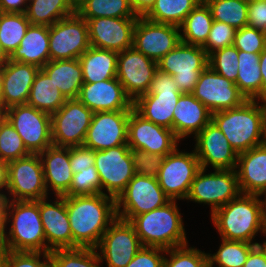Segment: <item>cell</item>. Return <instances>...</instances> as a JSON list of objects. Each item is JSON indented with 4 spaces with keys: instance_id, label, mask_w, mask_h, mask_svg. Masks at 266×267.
<instances>
[{
    "instance_id": "cell-67",
    "label": "cell",
    "mask_w": 266,
    "mask_h": 267,
    "mask_svg": "<svg viewBox=\"0 0 266 267\" xmlns=\"http://www.w3.org/2000/svg\"><path fill=\"white\" fill-rule=\"evenodd\" d=\"M84 0H72L73 4L77 7Z\"/></svg>"
},
{
    "instance_id": "cell-4",
    "label": "cell",
    "mask_w": 266,
    "mask_h": 267,
    "mask_svg": "<svg viewBox=\"0 0 266 267\" xmlns=\"http://www.w3.org/2000/svg\"><path fill=\"white\" fill-rule=\"evenodd\" d=\"M7 200L5 224L11 222V218L12 224L8 232L9 237L5 231L0 237L6 250L46 253V238L39 211V200Z\"/></svg>"
},
{
    "instance_id": "cell-2",
    "label": "cell",
    "mask_w": 266,
    "mask_h": 267,
    "mask_svg": "<svg viewBox=\"0 0 266 267\" xmlns=\"http://www.w3.org/2000/svg\"><path fill=\"white\" fill-rule=\"evenodd\" d=\"M258 104L259 101L246 100L238 107L212 114L211 121L238 154L266 142L264 110Z\"/></svg>"
},
{
    "instance_id": "cell-43",
    "label": "cell",
    "mask_w": 266,
    "mask_h": 267,
    "mask_svg": "<svg viewBox=\"0 0 266 267\" xmlns=\"http://www.w3.org/2000/svg\"><path fill=\"white\" fill-rule=\"evenodd\" d=\"M21 136L11 123L4 118L0 123V160L9 162L30 155Z\"/></svg>"
},
{
    "instance_id": "cell-63",
    "label": "cell",
    "mask_w": 266,
    "mask_h": 267,
    "mask_svg": "<svg viewBox=\"0 0 266 267\" xmlns=\"http://www.w3.org/2000/svg\"><path fill=\"white\" fill-rule=\"evenodd\" d=\"M255 246L259 249V251L263 254L266 259V241L261 245L260 243L255 242Z\"/></svg>"
},
{
    "instance_id": "cell-3",
    "label": "cell",
    "mask_w": 266,
    "mask_h": 267,
    "mask_svg": "<svg viewBox=\"0 0 266 267\" xmlns=\"http://www.w3.org/2000/svg\"><path fill=\"white\" fill-rule=\"evenodd\" d=\"M258 197L240 194L211 214L221 238L253 243L258 231L263 233V202Z\"/></svg>"
},
{
    "instance_id": "cell-42",
    "label": "cell",
    "mask_w": 266,
    "mask_h": 267,
    "mask_svg": "<svg viewBox=\"0 0 266 267\" xmlns=\"http://www.w3.org/2000/svg\"><path fill=\"white\" fill-rule=\"evenodd\" d=\"M95 248L56 249L49 253L52 267H100Z\"/></svg>"
},
{
    "instance_id": "cell-14",
    "label": "cell",
    "mask_w": 266,
    "mask_h": 267,
    "mask_svg": "<svg viewBox=\"0 0 266 267\" xmlns=\"http://www.w3.org/2000/svg\"><path fill=\"white\" fill-rule=\"evenodd\" d=\"M200 169L194 150L192 153L179 152L176 147L165 156L156 178L171 200H182L188 196L191 183Z\"/></svg>"
},
{
    "instance_id": "cell-59",
    "label": "cell",
    "mask_w": 266,
    "mask_h": 267,
    "mask_svg": "<svg viewBox=\"0 0 266 267\" xmlns=\"http://www.w3.org/2000/svg\"><path fill=\"white\" fill-rule=\"evenodd\" d=\"M8 188V162L0 160V189Z\"/></svg>"
},
{
    "instance_id": "cell-38",
    "label": "cell",
    "mask_w": 266,
    "mask_h": 267,
    "mask_svg": "<svg viewBox=\"0 0 266 267\" xmlns=\"http://www.w3.org/2000/svg\"><path fill=\"white\" fill-rule=\"evenodd\" d=\"M76 12L83 19L139 17L133 11L130 0H84L76 7Z\"/></svg>"
},
{
    "instance_id": "cell-46",
    "label": "cell",
    "mask_w": 266,
    "mask_h": 267,
    "mask_svg": "<svg viewBox=\"0 0 266 267\" xmlns=\"http://www.w3.org/2000/svg\"><path fill=\"white\" fill-rule=\"evenodd\" d=\"M105 194L102 191L100 177L95 166H89L73 174L70 189L63 196H83Z\"/></svg>"
},
{
    "instance_id": "cell-45",
    "label": "cell",
    "mask_w": 266,
    "mask_h": 267,
    "mask_svg": "<svg viewBox=\"0 0 266 267\" xmlns=\"http://www.w3.org/2000/svg\"><path fill=\"white\" fill-rule=\"evenodd\" d=\"M188 244L166 250L170 259L164 258L163 267H208V254Z\"/></svg>"
},
{
    "instance_id": "cell-44",
    "label": "cell",
    "mask_w": 266,
    "mask_h": 267,
    "mask_svg": "<svg viewBox=\"0 0 266 267\" xmlns=\"http://www.w3.org/2000/svg\"><path fill=\"white\" fill-rule=\"evenodd\" d=\"M208 66L221 76L236 83L238 75V49L228 46L208 55Z\"/></svg>"
},
{
    "instance_id": "cell-26",
    "label": "cell",
    "mask_w": 266,
    "mask_h": 267,
    "mask_svg": "<svg viewBox=\"0 0 266 267\" xmlns=\"http://www.w3.org/2000/svg\"><path fill=\"white\" fill-rule=\"evenodd\" d=\"M235 171L241 194L265 195L266 142L239 153Z\"/></svg>"
},
{
    "instance_id": "cell-18",
    "label": "cell",
    "mask_w": 266,
    "mask_h": 267,
    "mask_svg": "<svg viewBox=\"0 0 266 267\" xmlns=\"http://www.w3.org/2000/svg\"><path fill=\"white\" fill-rule=\"evenodd\" d=\"M141 247L134 226L129 221L117 218L95 249H100V259H105L108 267H126Z\"/></svg>"
},
{
    "instance_id": "cell-62",
    "label": "cell",
    "mask_w": 266,
    "mask_h": 267,
    "mask_svg": "<svg viewBox=\"0 0 266 267\" xmlns=\"http://www.w3.org/2000/svg\"><path fill=\"white\" fill-rule=\"evenodd\" d=\"M3 77H4V63L0 64V107H1V97L3 88Z\"/></svg>"
},
{
    "instance_id": "cell-49",
    "label": "cell",
    "mask_w": 266,
    "mask_h": 267,
    "mask_svg": "<svg viewBox=\"0 0 266 267\" xmlns=\"http://www.w3.org/2000/svg\"><path fill=\"white\" fill-rule=\"evenodd\" d=\"M131 156L137 175L154 178L157 177L165 158L140 149H131Z\"/></svg>"
},
{
    "instance_id": "cell-34",
    "label": "cell",
    "mask_w": 266,
    "mask_h": 267,
    "mask_svg": "<svg viewBox=\"0 0 266 267\" xmlns=\"http://www.w3.org/2000/svg\"><path fill=\"white\" fill-rule=\"evenodd\" d=\"M66 100L52 79L40 68L31 86L27 104L52 114L57 112Z\"/></svg>"
},
{
    "instance_id": "cell-6",
    "label": "cell",
    "mask_w": 266,
    "mask_h": 267,
    "mask_svg": "<svg viewBox=\"0 0 266 267\" xmlns=\"http://www.w3.org/2000/svg\"><path fill=\"white\" fill-rule=\"evenodd\" d=\"M182 95L171 75L157 70L149 91L133 102L144 119L173 130V111Z\"/></svg>"
},
{
    "instance_id": "cell-16",
    "label": "cell",
    "mask_w": 266,
    "mask_h": 267,
    "mask_svg": "<svg viewBox=\"0 0 266 267\" xmlns=\"http://www.w3.org/2000/svg\"><path fill=\"white\" fill-rule=\"evenodd\" d=\"M157 70L158 63L134 47L118 52L116 77L133 102L149 91Z\"/></svg>"
},
{
    "instance_id": "cell-37",
    "label": "cell",
    "mask_w": 266,
    "mask_h": 267,
    "mask_svg": "<svg viewBox=\"0 0 266 267\" xmlns=\"http://www.w3.org/2000/svg\"><path fill=\"white\" fill-rule=\"evenodd\" d=\"M201 1L203 0H155L143 17L155 23L180 26Z\"/></svg>"
},
{
    "instance_id": "cell-25",
    "label": "cell",
    "mask_w": 266,
    "mask_h": 267,
    "mask_svg": "<svg viewBox=\"0 0 266 267\" xmlns=\"http://www.w3.org/2000/svg\"><path fill=\"white\" fill-rule=\"evenodd\" d=\"M78 99L93 113L133 109V101L127 96L117 77L96 83H83Z\"/></svg>"
},
{
    "instance_id": "cell-12",
    "label": "cell",
    "mask_w": 266,
    "mask_h": 267,
    "mask_svg": "<svg viewBox=\"0 0 266 267\" xmlns=\"http://www.w3.org/2000/svg\"><path fill=\"white\" fill-rule=\"evenodd\" d=\"M93 112L78 98L67 99L57 112L51 114L53 145L83 146Z\"/></svg>"
},
{
    "instance_id": "cell-50",
    "label": "cell",
    "mask_w": 266,
    "mask_h": 267,
    "mask_svg": "<svg viewBox=\"0 0 266 267\" xmlns=\"http://www.w3.org/2000/svg\"><path fill=\"white\" fill-rule=\"evenodd\" d=\"M42 254L44 262L40 261L41 252L7 251L5 267H52L49 253Z\"/></svg>"
},
{
    "instance_id": "cell-56",
    "label": "cell",
    "mask_w": 266,
    "mask_h": 267,
    "mask_svg": "<svg viewBox=\"0 0 266 267\" xmlns=\"http://www.w3.org/2000/svg\"><path fill=\"white\" fill-rule=\"evenodd\" d=\"M155 0H130L131 6L135 14L143 17L154 5Z\"/></svg>"
},
{
    "instance_id": "cell-65",
    "label": "cell",
    "mask_w": 266,
    "mask_h": 267,
    "mask_svg": "<svg viewBox=\"0 0 266 267\" xmlns=\"http://www.w3.org/2000/svg\"><path fill=\"white\" fill-rule=\"evenodd\" d=\"M262 102H263L262 106L264 110V123H265V136H266V100H263Z\"/></svg>"
},
{
    "instance_id": "cell-48",
    "label": "cell",
    "mask_w": 266,
    "mask_h": 267,
    "mask_svg": "<svg viewBox=\"0 0 266 267\" xmlns=\"http://www.w3.org/2000/svg\"><path fill=\"white\" fill-rule=\"evenodd\" d=\"M236 29L226 23L213 21L206 43L202 46L209 55L215 50L233 45Z\"/></svg>"
},
{
    "instance_id": "cell-54",
    "label": "cell",
    "mask_w": 266,
    "mask_h": 267,
    "mask_svg": "<svg viewBox=\"0 0 266 267\" xmlns=\"http://www.w3.org/2000/svg\"><path fill=\"white\" fill-rule=\"evenodd\" d=\"M27 3V0H0V12L26 13Z\"/></svg>"
},
{
    "instance_id": "cell-19",
    "label": "cell",
    "mask_w": 266,
    "mask_h": 267,
    "mask_svg": "<svg viewBox=\"0 0 266 267\" xmlns=\"http://www.w3.org/2000/svg\"><path fill=\"white\" fill-rule=\"evenodd\" d=\"M180 141L173 130L156 125L144 119L134 109L128 120L127 145L130 149H140L151 154L166 156Z\"/></svg>"
},
{
    "instance_id": "cell-32",
    "label": "cell",
    "mask_w": 266,
    "mask_h": 267,
    "mask_svg": "<svg viewBox=\"0 0 266 267\" xmlns=\"http://www.w3.org/2000/svg\"><path fill=\"white\" fill-rule=\"evenodd\" d=\"M66 99H77L83 85L79 59L49 61L41 68Z\"/></svg>"
},
{
    "instance_id": "cell-5",
    "label": "cell",
    "mask_w": 266,
    "mask_h": 267,
    "mask_svg": "<svg viewBox=\"0 0 266 267\" xmlns=\"http://www.w3.org/2000/svg\"><path fill=\"white\" fill-rule=\"evenodd\" d=\"M175 201L170 200L164 206L136 215L130 221L142 246L168 250L188 244Z\"/></svg>"
},
{
    "instance_id": "cell-51",
    "label": "cell",
    "mask_w": 266,
    "mask_h": 267,
    "mask_svg": "<svg viewBox=\"0 0 266 267\" xmlns=\"http://www.w3.org/2000/svg\"><path fill=\"white\" fill-rule=\"evenodd\" d=\"M166 250L156 247L142 246L126 267H163L164 258L160 253Z\"/></svg>"
},
{
    "instance_id": "cell-9",
    "label": "cell",
    "mask_w": 266,
    "mask_h": 267,
    "mask_svg": "<svg viewBox=\"0 0 266 267\" xmlns=\"http://www.w3.org/2000/svg\"><path fill=\"white\" fill-rule=\"evenodd\" d=\"M5 118L21 136L31 154H39L53 144L51 114L21 104L5 109Z\"/></svg>"
},
{
    "instance_id": "cell-22",
    "label": "cell",
    "mask_w": 266,
    "mask_h": 267,
    "mask_svg": "<svg viewBox=\"0 0 266 267\" xmlns=\"http://www.w3.org/2000/svg\"><path fill=\"white\" fill-rule=\"evenodd\" d=\"M194 152L200 166L209 164L215 169H235L238 153L230 145L223 132L211 121L195 136Z\"/></svg>"
},
{
    "instance_id": "cell-21",
    "label": "cell",
    "mask_w": 266,
    "mask_h": 267,
    "mask_svg": "<svg viewBox=\"0 0 266 267\" xmlns=\"http://www.w3.org/2000/svg\"><path fill=\"white\" fill-rule=\"evenodd\" d=\"M180 31L179 26L138 17L133 32V47L158 62L181 41Z\"/></svg>"
},
{
    "instance_id": "cell-52",
    "label": "cell",
    "mask_w": 266,
    "mask_h": 267,
    "mask_svg": "<svg viewBox=\"0 0 266 267\" xmlns=\"http://www.w3.org/2000/svg\"><path fill=\"white\" fill-rule=\"evenodd\" d=\"M70 167L73 173L95 166V151L85 146L69 147Z\"/></svg>"
},
{
    "instance_id": "cell-8",
    "label": "cell",
    "mask_w": 266,
    "mask_h": 267,
    "mask_svg": "<svg viewBox=\"0 0 266 267\" xmlns=\"http://www.w3.org/2000/svg\"><path fill=\"white\" fill-rule=\"evenodd\" d=\"M170 200L157 178L135 174L116 199L117 218L130 222L136 215L164 206Z\"/></svg>"
},
{
    "instance_id": "cell-66",
    "label": "cell",
    "mask_w": 266,
    "mask_h": 267,
    "mask_svg": "<svg viewBox=\"0 0 266 267\" xmlns=\"http://www.w3.org/2000/svg\"><path fill=\"white\" fill-rule=\"evenodd\" d=\"M5 118V109H2L0 107V123L4 120Z\"/></svg>"
},
{
    "instance_id": "cell-58",
    "label": "cell",
    "mask_w": 266,
    "mask_h": 267,
    "mask_svg": "<svg viewBox=\"0 0 266 267\" xmlns=\"http://www.w3.org/2000/svg\"><path fill=\"white\" fill-rule=\"evenodd\" d=\"M7 195H5L3 192L0 193V237L2 236V233L5 231L6 224H5V211H6V205H7Z\"/></svg>"
},
{
    "instance_id": "cell-28",
    "label": "cell",
    "mask_w": 266,
    "mask_h": 267,
    "mask_svg": "<svg viewBox=\"0 0 266 267\" xmlns=\"http://www.w3.org/2000/svg\"><path fill=\"white\" fill-rule=\"evenodd\" d=\"M212 120V112L192 93H182L173 111V133L179 139L198 134Z\"/></svg>"
},
{
    "instance_id": "cell-36",
    "label": "cell",
    "mask_w": 266,
    "mask_h": 267,
    "mask_svg": "<svg viewBox=\"0 0 266 267\" xmlns=\"http://www.w3.org/2000/svg\"><path fill=\"white\" fill-rule=\"evenodd\" d=\"M213 21L209 7L201 1L179 26L183 31V34H180L181 42L202 47L206 43Z\"/></svg>"
},
{
    "instance_id": "cell-17",
    "label": "cell",
    "mask_w": 266,
    "mask_h": 267,
    "mask_svg": "<svg viewBox=\"0 0 266 267\" xmlns=\"http://www.w3.org/2000/svg\"><path fill=\"white\" fill-rule=\"evenodd\" d=\"M192 94L212 114L238 107L247 100L234 82L213 71L209 66L201 72Z\"/></svg>"
},
{
    "instance_id": "cell-23",
    "label": "cell",
    "mask_w": 266,
    "mask_h": 267,
    "mask_svg": "<svg viewBox=\"0 0 266 267\" xmlns=\"http://www.w3.org/2000/svg\"><path fill=\"white\" fill-rule=\"evenodd\" d=\"M137 19L109 17L85 19L88 24L90 46L116 52L133 47V32Z\"/></svg>"
},
{
    "instance_id": "cell-27",
    "label": "cell",
    "mask_w": 266,
    "mask_h": 267,
    "mask_svg": "<svg viewBox=\"0 0 266 267\" xmlns=\"http://www.w3.org/2000/svg\"><path fill=\"white\" fill-rule=\"evenodd\" d=\"M39 67L33 64L8 60L4 63L1 108L27 104L31 86Z\"/></svg>"
},
{
    "instance_id": "cell-33",
    "label": "cell",
    "mask_w": 266,
    "mask_h": 267,
    "mask_svg": "<svg viewBox=\"0 0 266 267\" xmlns=\"http://www.w3.org/2000/svg\"><path fill=\"white\" fill-rule=\"evenodd\" d=\"M260 53L238 50V75L236 85L247 100H261L262 76Z\"/></svg>"
},
{
    "instance_id": "cell-41",
    "label": "cell",
    "mask_w": 266,
    "mask_h": 267,
    "mask_svg": "<svg viewBox=\"0 0 266 267\" xmlns=\"http://www.w3.org/2000/svg\"><path fill=\"white\" fill-rule=\"evenodd\" d=\"M254 247L255 243L222 238V244L218 251L213 255L208 253V267H213L215 263L219 267H243L250 251Z\"/></svg>"
},
{
    "instance_id": "cell-35",
    "label": "cell",
    "mask_w": 266,
    "mask_h": 267,
    "mask_svg": "<svg viewBox=\"0 0 266 267\" xmlns=\"http://www.w3.org/2000/svg\"><path fill=\"white\" fill-rule=\"evenodd\" d=\"M30 2L25 14L33 25L51 26L58 20L76 13V6L72 0H32Z\"/></svg>"
},
{
    "instance_id": "cell-61",
    "label": "cell",
    "mask_w": 266,
    "mask_h": 267,
    "mask_svg": "<svg viewBox=\"0 0 266 267\" xmlns=\"http://www.w3.org/2000/svg\"><path fill=\"white\" fill-rule=\"evenodd\" d=\"M263 202V214H262V219H263V234L266 236V194H265V200H262Z\"/></svg>"
},
{
    "instance_id": "cell-53",
    "label": "cell",
    "mask_w": 266,
    "mask_h": 267,
    "mask_svg": "<svg viewBox=\"0 0 266 267\" xmlns=\"http://www.w3.org/2000/svg\"><path fill=\"white\" fill-rule=\"evenodd\" d=\"M247 17V26L253 27L266 33V1H249Z\"/></svg>"
},
{
    "instance_id": "cell-24",
    "label": "cell",
    "mask_w": 266,
    "mask_h": 267,
    "mask_svg": "<svg viewBox=\"0 0 266 267\" xmlns=\"http://www.w3.org/2000/svg\"><path fill=\"white\" fill-rule=\"evenodd\" d=\"M56 197L54 203L46 202L47 198L39 200V211L46 238V253L56 249H73L66 196Z\"/></svg>"
},
{
    "instance_id": "cell-47",
    "label": "cell",
    "mask_w": 266,
    "mask_h": 267,
    "mask_svg": "<svg viewBox=\"0 0 266 267\" xmlns=\"http://www.w3.org/2000/svg\"><path fill=\"white\" fill-rule=\"evenodd\" d=\"M233 45L241 51L261 53L266 47V33L250 26L237 29Z\"/></svg>"
},
{
    "instance_id": "cell-1",
    "label": "cell",
    "mask_w": 266,
    "mask_h": 267,
    "mask_svg": "<svg viewBox=\"0 0 266 267\" xmlns=\"http://www.w3.org/2000/svg\"><path fill=\"white\" fill-rule=\"evenodd\" d=\"M66 208L73 249L96 248L109 225L117 219L116 199L103 193L66 196Z\"/></svg>"
},
{
    "instance_id": "cell-31",
    "label": "cell",
    "mask_w": 266,
    "mask_h": 267,
    "mask_svg": "<svg viewBox=\"0 0 266 267\" xmlns=\"http://www.w3.org/2000/svg\"><path fill=\"white\" fill-rule=\"evenodd\" d=\"M83 82L96 83L98 81L116 78L118 52L90 46L80 57Z\"/></svg>"
},
{
    "instance_id": "cell-10",
    "label": "cell",
    "mask_w": 266,
    "mask_h": 267,
    "mask_svg": "<svg viewBox=\"0 0 266 267\" xmlns=\"http://www.w3.org/2000/svg\"><path fill=\"white\" fill-rule=\"evenodd\" d=\"M201 168L191 183L187 200L211 205V214L236 199L240 194L238 178L235 169H215V172L205 174Z\"/></svg>"
},
{
    "instance_id": "cell-60",
    "label": "cell",
    "mask_w": 266,
    "mask_h": 267,
    "mask_svg": "<svg viewBox=\"0 0 266 267\" xmlns=\"http://www.w3.org/2000/svg\"><path fill=\"white\" fill-rule=\"evenodd\" d=\"M7 250L4 246L1 238H0V267H5V256H6Z\"/></svg>"
},
{
    "instance_id": "cell-29",
    "label": "cell",
    "mask_w": 266,
    "mask_h": 267,
    "mask_svg": "<svg viewBox=\"0 0 266 267\" xmlns=\"http://www.w3.org/2000/svg\"><path fill=\"white\" fill-rule=\"evenodd\" d=\"M39 156L47 191L51 187L56 196H63L70 189L74 174L70 167L69 147L52 144L40 152Z\"/></svg>"
},
{
    "instance_id": "cell-39",
    "label": "cell",
    "mask_w": 266,
    "mask_h": 267,
    "mask_svg": "<svg viewBox=\"0 0 266 267\" xmlns=\"http://www.w3.org/2000/svg\"><path fill=\"white\" fill-rule=\"evenodd\" d=\"M30 24L25 13L0 12V44L8 57L19 46Z\"/></svg>"
},
{
    "instance_id": "cell-7",
    "label": "cell",
    "mask_w": 266,
    "mask_h": 267,
    "mask_svg": "<svg viewBox=\"0 0 266 267\" xmlns=\"http://www.w3.org/2000/svg\"><path fill=\"white\" fill-rule=\"evenodd\" d=\"M158 70L172 76L180 92L192 93L201 72L208 66L203 47L179 42L158 62Z\"/></svg>"
},
{
    "instance_id": "cell-64",
    "label": "cell",
    "mask_w": 266,
    "mask_h": 267,
    "mask_svg": "<svg viewBox=\"0 0 266 267\" xmlns=\"http://www.w3.org/2000/svg\"><path fill=\"white\" fill-rule=\"evenodd\" d=\"M8 60L9 57L6 55L0 44V64L6 63Z\"/></svg>"
},
{
    "instance_id": "cell-30",
    "label": "cell",
    "mask_w": 266,
    "mask_h": 267,
    "mask_svg": "<svg viewBox=\"0 0 266 267\" xmlns=\"http://www.w3.org/2000/svg\"><path fill=\"white\" fill-rule=\"evenodd\" d=\"M9 60L44 67L50 61L49 26L30 24Z\"/></svg>"
},
{
    "instance_id": "cell-13",
    "label": "cell",
    "mask_w": 266,
    "mask_h": 267,
    "mask_svg": "<svg viewBox=\"0 0 266 267\" xmlns=\"http://www.w3.org/2000/svg\"><path fill=\"white\" fill-rule=\"evenodd\" d=\"M7 190L13 201H37L48 197L39 154L8 162Z\"/></svg>"
},
{
    "instance_id": "cell-11",
    "label": "cell",
    "mask_w": 266,
    "mask_h": 267,
    "mask_svg": "<svg viewBox=\"0 0 266 267\" xmlns=\"http://www.w3.org/2000/svg\"><path fill=\"white\" fill-rule=\"evenodd\" d=\"M89 47L87 21L77 12L49 26L50 61L79 59Z\"/></svg>"
},
{
    "instance_id": "cell-15",
    "label": "cell",
    "mask_w": 266,
    "mask_h": 267,
    "mask_svg": "<svg viewBox=\"0 0 266 267\" xmlns=\"http://www.w3.org/2000/svg\"><path fill=\"white\" fill-rule=\"evenodd\" d=\"M95 168L102 189L105 188L114 199H117L136 174L128 145L95 151Z\"/></svg>"
},
{
    "instance_id": "cell-20",
    "label": "cell",
    "mask_w": 266,
    "mask_h": 267,
    "mask_svg": "<svg viewBox=\"0 0 266 267\" xmlns=\"http://www.w3.org/2000/svg\"><path fill=\"white\" fill-rule=\"evenodd\" d=\"M131 110L94 112L83 146L94 151L127 145Z\"/></svg>"
},
{
    "instance_id": "cell-57",
    "label": "cell",
    "mask_w": 266,
    "mask_h": 267,
    "mask_svg": "<svg viewBox=\"0 0 266 267\" xmlns=\"http://www.w3.org/2000/svg\"><path fill=\"white\" fill-rule=\"evenodd\" d=\"M260 72L262 76V84H261V100H266V47L260 53Z\"/></svg>"
},
{
    "instance_id": "cell-40",
    "label": "cell",
    "mask_w": 266,
    "mask_h": 267,
    "mask_svg": "<svg viewBox=\"0 0 266 267\" xmlns=\"http://www.w3.org/2000/svg\"><path fill=\"white\" fill-rule=\"evenodd\" d=\"M213 20L226 23L236 30L247 26L248 2L243 0H203Z\"/></svg>"
},
{
    "instance_id": "cell-55",
    "label": "cell",
    "mask_w": 266,
    "mask_h": 267,
    "mask_svg": "<svg viewBox=\"0 0 266 267\" xmlns=\"http://www.w3.org/2000/svg\"><path fill=\"white\" fill-rule=\"evenodd\" d=\"M243 267H266V259L256 246L250 251Z\"/></svg>"
}]
</instances>
